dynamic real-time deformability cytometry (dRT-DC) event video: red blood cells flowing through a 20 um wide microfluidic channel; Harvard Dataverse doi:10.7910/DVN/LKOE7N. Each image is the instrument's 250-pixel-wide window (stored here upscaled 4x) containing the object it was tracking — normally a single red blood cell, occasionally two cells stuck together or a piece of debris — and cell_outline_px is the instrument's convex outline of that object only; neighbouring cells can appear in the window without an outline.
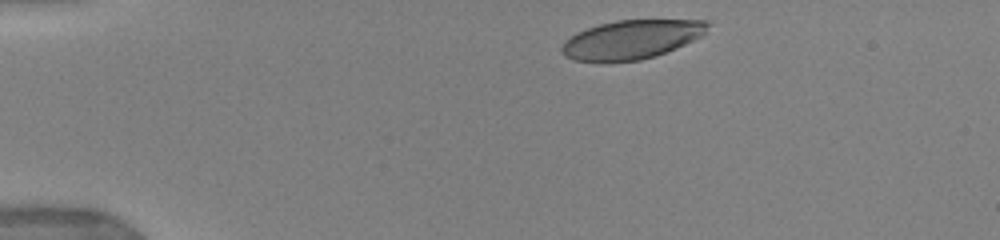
{"species": "human", "species_latin": "Homo sapiens", "temperature_condition": "warm", "stored_images_in_passage": 3, "camera_frame_rate_fps": 3000, "um_per_image_px": 0.085, "donor": {"sex": "female"}, "frame": {"image": 1, "passage_image": 1, "time_ms": 0.0, "image_size_px": [1000, 240], "cell_outline_px": [[712, 24], [700, 36], [684, 44], [664, 52], [640, 60], [572, 60], [564, 56], [560, 48], [564, 40], [576, 32], [600, 24], [616, 20], [712, 20]], "centroid_in_image_um": [53.67, 3.32], "position_along_channel_um": 31.3, "area_um2": 32.54}}